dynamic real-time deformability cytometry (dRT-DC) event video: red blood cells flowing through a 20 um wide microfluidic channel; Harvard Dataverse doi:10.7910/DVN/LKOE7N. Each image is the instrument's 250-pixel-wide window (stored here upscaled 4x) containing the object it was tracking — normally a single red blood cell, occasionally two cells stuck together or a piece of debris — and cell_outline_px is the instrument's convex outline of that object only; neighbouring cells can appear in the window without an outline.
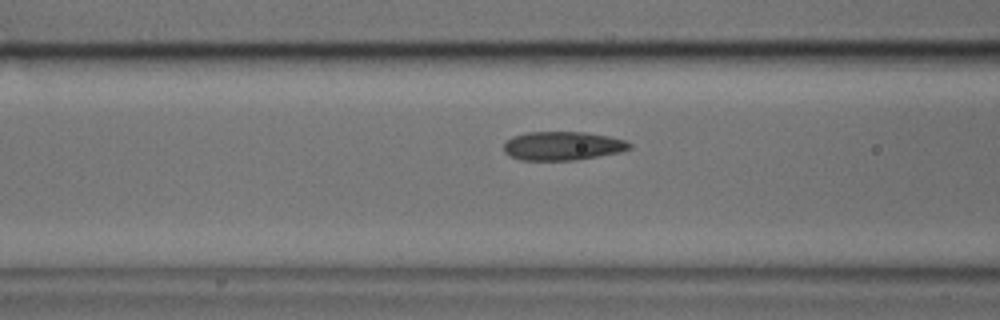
{"species": "common noctule bat (a hibernating species)", "species_latin": "Nyctalus noctula", "temperature_condition": "cold", "stored_images_in_passage": 18, "camera_frame_rate_fps": 3000, "um_per_image_px": 0.085, "animal": {"sex": "male", "body_mass_g": 17.9, "forearm_length_mm": 54.2}, "frame": {"image": 1, "passage_image": 16, "time_ms": 5.0, "image_size_px": [1000, 320], "cell_outline_px": [[632, 148], [620, 152], [572, 160], [520, 160], [504, 152], [504, 144], [512, 136], [528, 132], [584, 132], [608, 136], [624, 140], [632, 144]], "centroid_in_image_um": [47.82, 12.39], "position_along_channel_um": 118.8, "area_um2": 20.87}}